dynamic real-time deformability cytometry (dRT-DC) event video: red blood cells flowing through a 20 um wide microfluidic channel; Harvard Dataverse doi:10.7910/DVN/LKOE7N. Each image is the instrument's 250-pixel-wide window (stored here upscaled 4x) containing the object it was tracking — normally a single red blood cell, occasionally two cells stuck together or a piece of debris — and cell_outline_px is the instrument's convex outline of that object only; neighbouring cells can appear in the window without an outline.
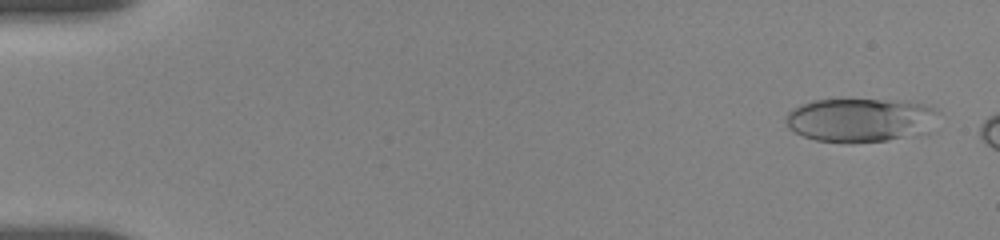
{"species": "human", "species_latin": "Homo sapiens", "temperature_condition": "room temperature", "stored_images_in_passage": 6, "camera_frame_rate_fps": 3000, "um_per_image_px": 0.085, "donor": {"sex": "female"}, "frame": {"image": 1, "passage_image": 2, "time_ms": 0.667, "image_size_px": [1000, 240], "cell_outline_px": [[940, 112], [928, 132], [888, 140], [816, 140], [804, 136], [788, 128], [784, 120], [784, 116], [788, 112], [812, 100], [908, 100], [924, 104], [936, 108]], "centroid_in_image_um": [73.18, 10.16], "position_along_channel_um": 11.8, "area_um2": 38.32}}